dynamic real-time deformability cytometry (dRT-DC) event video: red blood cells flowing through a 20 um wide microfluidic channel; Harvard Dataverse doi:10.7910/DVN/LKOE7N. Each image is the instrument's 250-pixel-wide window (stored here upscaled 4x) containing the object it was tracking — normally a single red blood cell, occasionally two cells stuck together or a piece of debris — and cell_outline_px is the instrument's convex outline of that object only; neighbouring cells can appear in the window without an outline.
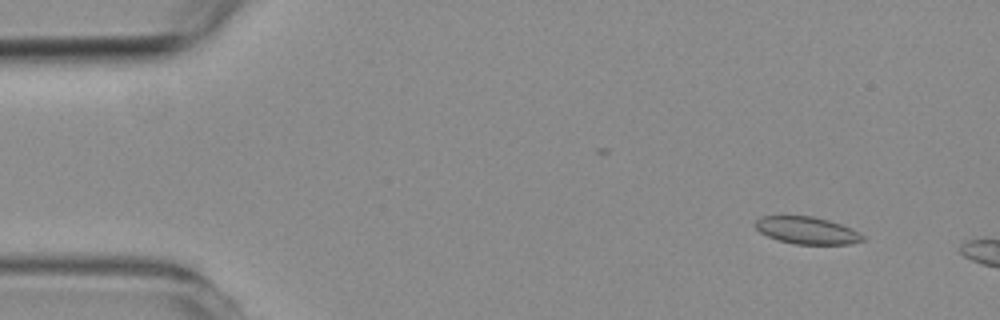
{"species": "common noctule bat (a hibernating species)", "species_latin": "Nyctalus noctula", "temperature_condition": "room temperature", "stored_images_in_passage": 4, "camera_frame_rate_fps": 3000, "um_per_image_px": 0.085, "animal": {"sex": "female", "body_mass_g": 19.3, "forearm_length_mm": 54.1}, "frame": {"image": 1, "passage_image": 2, "time_ms": 1.333, "image_size_px": [1000, 320], "cell_outline_px": [[864, 240], [848, 244], [796, 244], [780, 240], [768, 236], [760, 232], [752, 224], [760, 216], [816, 216], [852, 228], [860, 232], [864, 236]], "centroid_in_image_um": [68.58, 19.57], "position_along_channel_um": 16.4, "area_um2": 17.05}}